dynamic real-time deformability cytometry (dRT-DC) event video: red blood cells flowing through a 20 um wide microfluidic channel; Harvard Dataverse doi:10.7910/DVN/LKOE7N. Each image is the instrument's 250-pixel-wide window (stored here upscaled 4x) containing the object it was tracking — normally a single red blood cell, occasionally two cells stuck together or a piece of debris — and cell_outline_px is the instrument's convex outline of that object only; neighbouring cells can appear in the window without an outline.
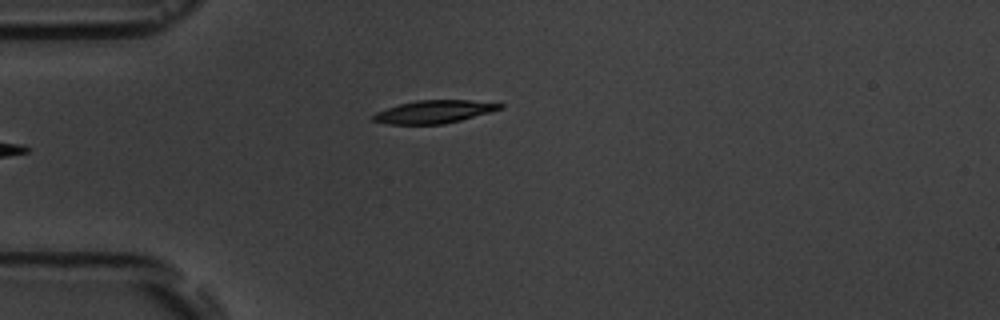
{"species": "common noctule bat (a hibernating species)", "species_latin": "Nyctalus noctula", "temperature_condition": "room temperature", "stored_images_in_passage": 4, "camera_frame_rate_fps": 3000, "um_per_image_px": 0.085, "animal": {"sex": "male", "body_mass_g": 19.5, "forearm_length_mm": 54.6}, "frame": {"image": 1, "passage_image": 4, "time_ms": 4.333, "image_size_px": [1000, 320], "cell_outline_px": [[504, 108], [460, 120], [444, 124], [388, 124], [372, 120], [372, 116], [376, 112], [400, 104], [416, 100], [468, 100], [504, 104]], "centroid_in_image_um": [36.89, 9.5], "position_along_channel_um": 48.1, "area_um2": 16.7}}